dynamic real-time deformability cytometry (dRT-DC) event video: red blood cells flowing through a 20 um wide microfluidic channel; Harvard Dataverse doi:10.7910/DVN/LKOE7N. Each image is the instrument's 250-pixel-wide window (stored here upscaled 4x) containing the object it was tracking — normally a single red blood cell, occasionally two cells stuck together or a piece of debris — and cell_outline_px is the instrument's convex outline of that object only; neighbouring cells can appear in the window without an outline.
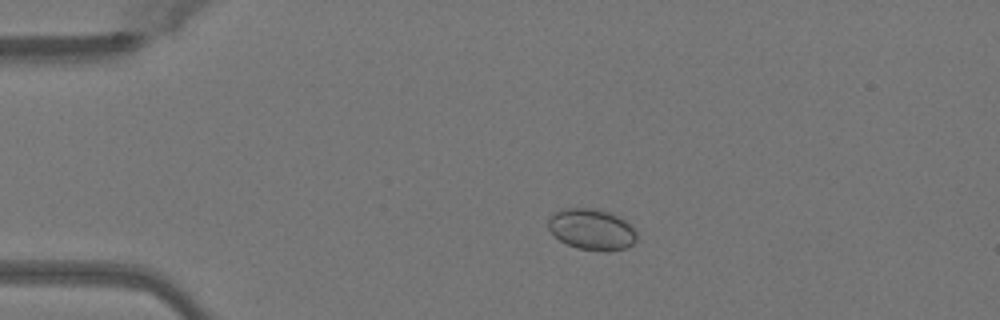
{"species": "Egyptian fruit bat (a non-hibernating species)", "species_latin": "Rousettus aegyptiacus", "temperature_condition": "warm", "stored_images_in_passage": 40, "camera_frame_rate_fps": 3000, "um_per_image_px": 0.085, "animal": {"sex": "female"}, "frame": {"image": 1, "passage_image": 1, "time_ms": 0.0, "image_size_px": [1000, 320], "cell_outline_px": [[636, 240], [632, 244], [624, 248], [608, 252], [604, 252], [576, 248], [552, 236], [548, 228], [548, 216], [560, 208], [596, 208], [608, 212], [624, 220], [636, 228]], "centroid_in_image_um": [50.26, 19.49], "position_along_channel_um": 34.7, "area_um2": 21.56}}
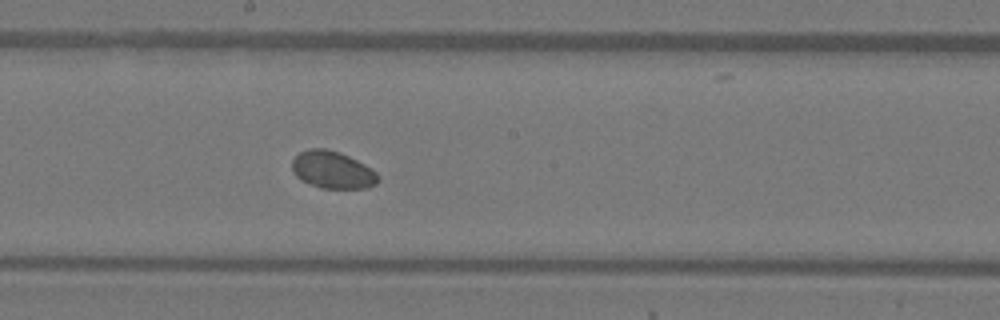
{"frame": {"image": 2, "passage_image": 18, "time_ms": 5.667, "image_size_px": [1000, 320], "cell_outline_px": [[380, 180], [376, 184], [364, 188], [320, 188], [308, 184], [300, 180], [296, 176], [292, 168], [292, 160], [300, 152], [308, 148], [324, 148], [340, 152], [372, 168], [380, 176]], "centroid_in_image_um": [28.26, 14.44], "position_along_channel_um": 219.9, "area_um2": 18.84}}
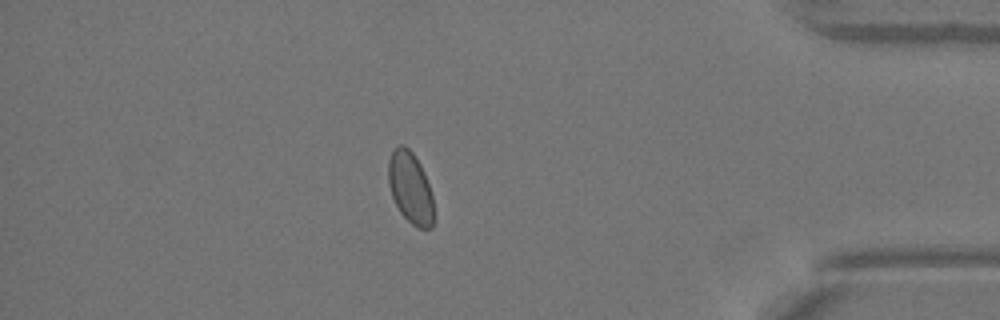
{"frame": {"image": 3, "passage_image": 34, "time_ms": 11.0, "image_size_px": [1000, 320], "cell_outline_px": [[436, 220], [432, 228], [420, 228], [412, 224], [400, 212], [392, 196], [388, 184], [388, 160], [392, 152], [400, 144], [404, 144], [412, 152], [420, 164], [424, 172], [432, 196]], "centroid_in_image_um": [34.9, 15.99], "position_along_channel_um": 400.3, "area_um2": 19.07}}